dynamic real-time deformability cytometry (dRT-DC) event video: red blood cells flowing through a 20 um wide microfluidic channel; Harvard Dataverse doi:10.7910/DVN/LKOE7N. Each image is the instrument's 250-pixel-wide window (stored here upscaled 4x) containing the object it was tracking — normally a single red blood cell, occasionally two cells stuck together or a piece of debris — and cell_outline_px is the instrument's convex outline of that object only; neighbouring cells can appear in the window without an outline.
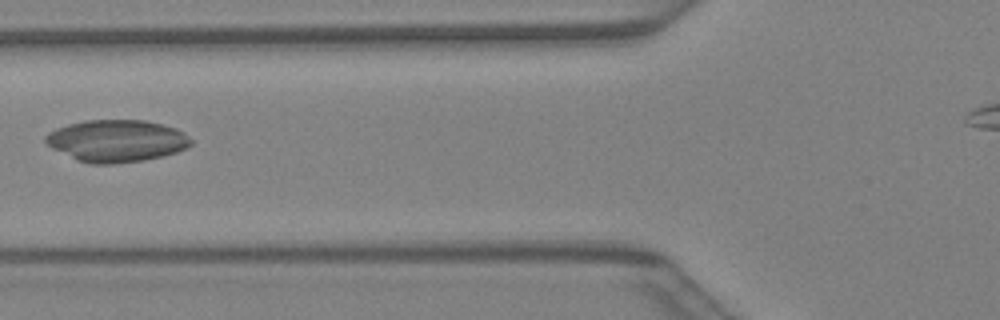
{"species": "Egyptian fruit bat (a non-hibernating species)", "species_latin": "Rousettus aegyptiacus", "temperature_condition": "warm", "stored_images_in_passage": 38, "camera_frame_rate_fps": 3000, "um_per_image_px": 0.085, "animal": {"sex": "female"}, "frame": {"image": 1, "passage_image": 16, "time_ms": 5.0, "image_size_px": [1000, 320], "cell_outline_px": [[192, 144], [188, 148], [176, 152], [144, 160], [108, 164], [92, 164], [76, 160], [52, 148], [44, 140], [44, 136], [48, 132], [56, 128], [68, 124], [84, 120], [144, 120], [176, 128], [184, 132], [192, 140]], "centroid_in_image_um": [9.9, 11.96], "position_along_channel_um": 115.9, "area_um2": 35.66}}
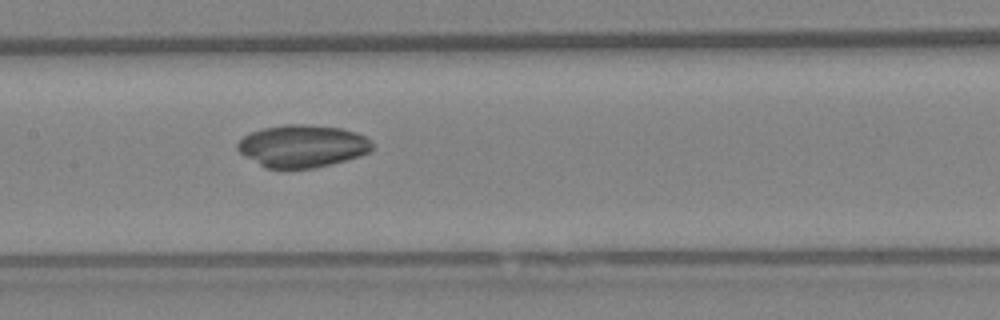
{"frame": {"image": 2, "passage_image": 20, "time_ms": 6.333, "image_size_px": [1000, 320], "cell_outline_px": [[372, 148], [368, 152], [360, 156], [332, 164], [312, 168], [268, 168], [244, 156], [236, 148], [236, 144], [248, 132], [264, 128], [284, 124], [304, 124], [340, 128], [356, 132], [364, 136], [372, 144]], "centroid_in_image_um": [25.68, 12.41], "position_along_channel_um": 181.7, "area_um2": 33.12}}
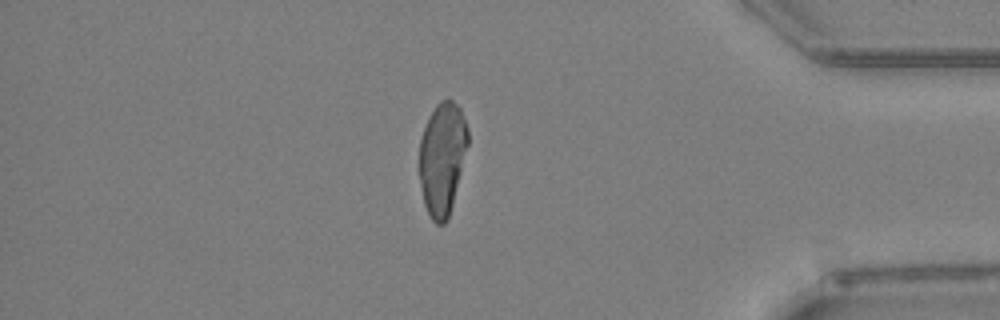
{"frame": {"image": 3, "passage_image": 35, "time_ms": 11.333, "image_size_px": [1000, 320], "cell_outline_px": [[468, 144], [448, 220], [444, 224], [436, 224], [432, 220], [424, 204], [420, 180], [420, 140], [428, 116], [436, 104], [440, 100], [448, 96], [460, 108], [468, 128]], "centroid_in_image_um": [37.6, 13.42], "position_along_channel_um": 397.6, "area_um2": 31.85}}